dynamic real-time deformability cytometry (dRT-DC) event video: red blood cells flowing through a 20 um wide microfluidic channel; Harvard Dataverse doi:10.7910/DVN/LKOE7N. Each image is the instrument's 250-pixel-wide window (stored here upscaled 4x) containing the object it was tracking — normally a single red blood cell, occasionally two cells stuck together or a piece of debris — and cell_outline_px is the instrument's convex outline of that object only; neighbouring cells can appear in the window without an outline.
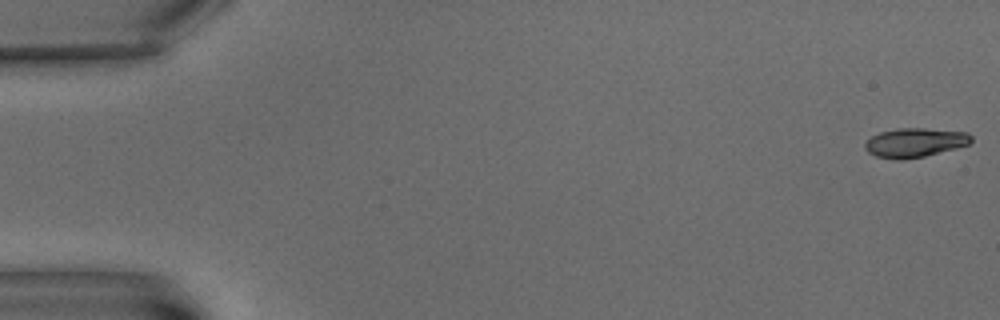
{"species": "common noctule bat (a hibernating species)", "species_latin": "Nyctalus noctula", "temperature_condition": "warm", "stored_images_in_passage": 7, "camera_frame_rate_fps": 3000, "um_per_image_px": 0.085, "animal": {"sex": "male", "body_mass_g": 15.6}, "frame": {"image": 1, "passage_image": 1, "time_ms": 0.0, "image_size_px": [1000, 320], "cell_outline_px": [[972, 140], [968, 144], [956, 148], [924, 156], [904, 160], [896, 160], [876, 156], [868, 152], [864, 148], [864, 144], [872, 136], [880, 132], [896, 128], [924, 128], [968, 132], [972, 136]], "centroid_in_image_um": [77.75, 12.12], "position_along_channel_um": 7.2, "area_um2": 18.09}}
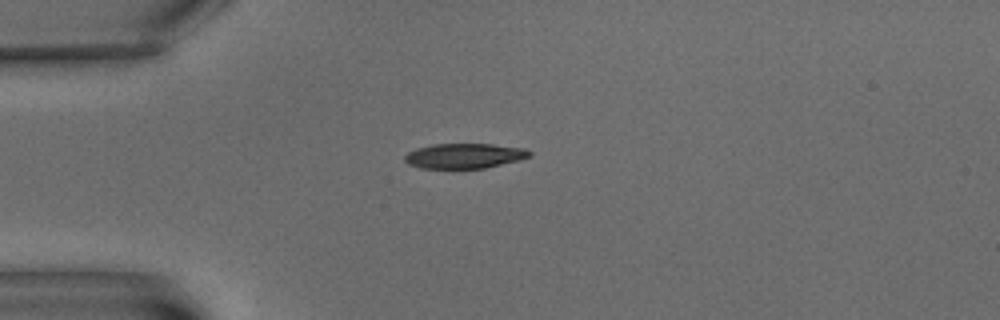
{"frame": {"image": 2, "passage_image": 5, "time_ms": 5.667, "image_size_px": [1000, 320], "cell_outline_px": [[532, 156], [520, 160], [484, 168], [420, 168], [408, 164], [404, 160], [404, 156], [408, 152], [416, 148], [432, 144], [492, 144], [524, 148], [532, 152]], "centroid_in_image_um": [39.48, 13.24], "position_along_channel_um": 45.5, "area_um2": 18.26}}
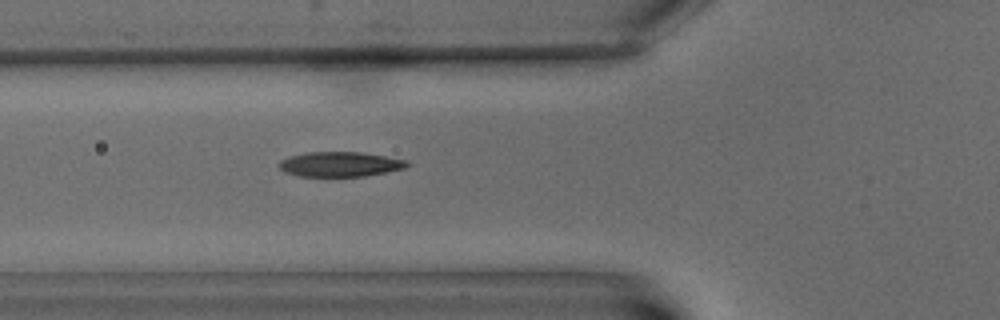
{"frame": {"image": 3, "passage_image": 7, "time_ms": 8.0, "image_size_px": [1000, 320], "cell_outline_px": [[408, 164], [404, 168], [364, 176], [300, 176], [284, 172], [276, 164], [280, 160], [288, 156], [308, 152], [364, 152], [408, 160]], "centroid_in_image_um": [28.86, 13.95], "position_along_channel_um": 96.9, "area_um2": 18.55}}